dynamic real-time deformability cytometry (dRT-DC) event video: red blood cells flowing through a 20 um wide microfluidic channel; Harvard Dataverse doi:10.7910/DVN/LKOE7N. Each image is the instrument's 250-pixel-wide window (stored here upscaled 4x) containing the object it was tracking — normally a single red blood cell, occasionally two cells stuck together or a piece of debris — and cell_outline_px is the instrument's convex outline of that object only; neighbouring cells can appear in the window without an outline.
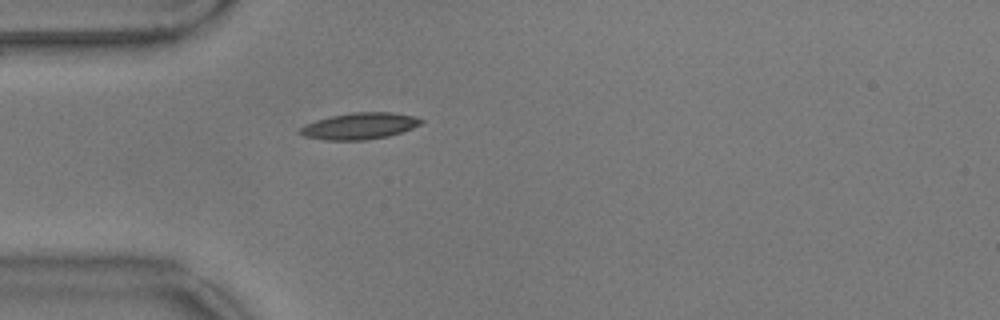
{"species": "common noctule bat (a hibernating species)", "species_latin": "Nyctalus noctula", "temperature_condition": "warm", "stored_images_in_passage": 37, "camera_frame_rate_fps": 3000, "um_per_image_px": 0.085, "animal": {"sex": "male", "body_mass_g": 17.9}, "frame": {"image": 1, "passage_image": 1, "time_ms": 0.0, "image_size_px": [1000, 320], "cell_outline_px": [[424, 120], [420, 124], [412, 128], [388, 136], [364, 140], [324, 140], [304, 136], [296, 132], [304, 124], [316, 120], [332, 116], [352, 112], [392, 112], [412, 116]], "centroid_in_image_um": [30.51, 10.71], "position_along_channel_um": 54.5, "area_um2": 18.61}}
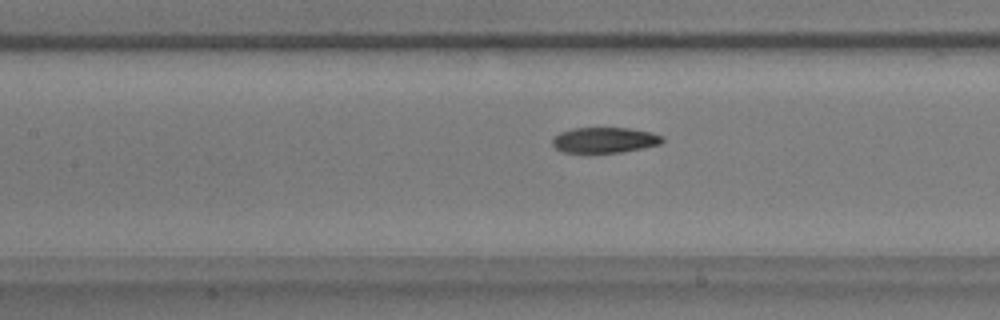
{"frame": {"image": 2, "passage_image": 10, "time_ms": 3.0, "image_size_px": [1000, 320], "cell_outline_px": [[664, 140], [660, 144], [620, 152], [564, 152], [556, 148], [552, 144], [552, 136], [560, 132], [572, 128], [628, 128], [652, 132], [664, 136]], "centroid_in_image_um": [51.38, 11.89], "position_along_channel_um": 156.0, "area_um2": 16.3}}
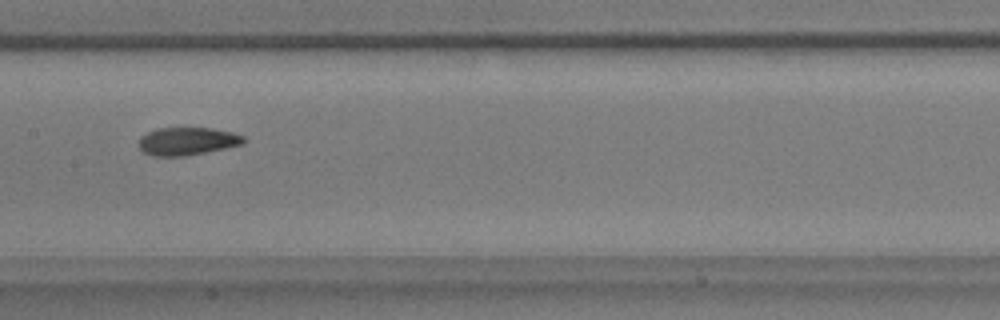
{"frame": {"image": 3, "passage_image": 13, "time_ms": 4.0, "image_size_px": [1000, 320], "cell_outline_px": [[244, 144], [184, 156], [152, 156], [144, 152], [136, 144], [140, 136], [156, 128], [212, 128], [232, 132], [244, 136]], "centroid_in_image_um": [15.87, 12.0], "position_along_channel_um": 191.5, "area_um2": 17.05}, "authors_computed_cell_mechanics": {"area_um2": 17.2244, "velocity_mm_per_s": 3.5461, "shape_relaxation_time_tau1_ms": 10.4728, "shape_relaxation_time_tau2_ms": 4.003, "deformation_change_tau1": 0.259, "deformation_change_tau2": 0.1071}}